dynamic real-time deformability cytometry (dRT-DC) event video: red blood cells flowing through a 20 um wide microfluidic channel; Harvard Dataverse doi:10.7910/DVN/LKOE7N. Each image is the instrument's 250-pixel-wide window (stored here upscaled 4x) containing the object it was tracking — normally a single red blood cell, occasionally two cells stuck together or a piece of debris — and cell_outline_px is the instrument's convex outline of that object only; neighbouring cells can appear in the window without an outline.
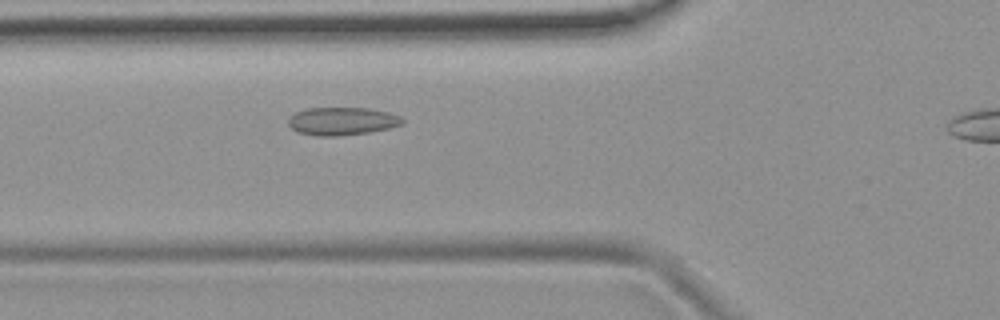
{"species": "common noctule bat (a hibernating species)", "species_latin": "Nyctalus noctula", "temperature_condition": "room temperature", "stored_images_in_passage": 41, "camera_frame_rate_fps": 3000, "um_per_image_px": 0.085, "animal": {"sex": "female", "body_mass_g": 19.9}, "frame": {"image": 1, "passage_image": 14, "time_ms": 4.333, "image_size_px": [1000, 320], "cell_outline_px": [[404, 124], [388, 128], [368, 132], [336, 136], [316, 136], [296, 132], [288, 124], [288, 120], [296, 112], [308, 108], [368, 108], [388, 112], [400, 116], [404, 120]], "centroid_in_image_um": [29.07, 10.3], "position_along_channel_um": 96.7, "area_um2": 18.5}}
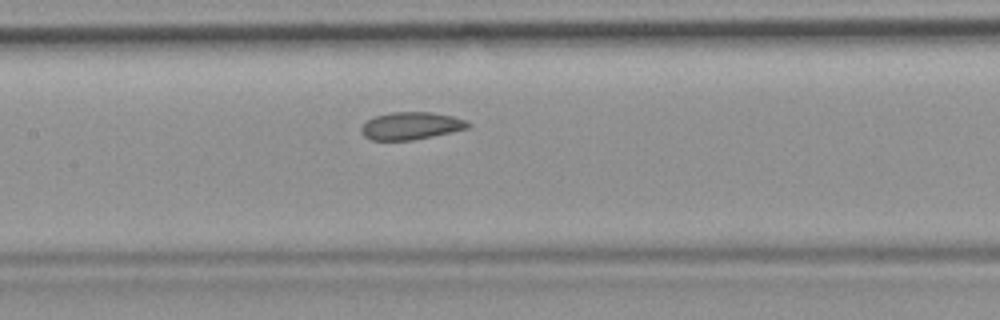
{"frame": {"image": 2, "passage_image": 20, "time_ms": 6.333, "image_size_px": [1000, 320], "cell_outline_px": [[472, 124], [468, 128], [432, 136], [412, 140], [372, 140], [364, 136], [360, 128], [368, 120], [376, 116], [388, 112], [432, 112], [452, 116], [468, 120]], "centroid_in_image_um": [34.96, 10.68], "position_along_channel_um": 172.4, "area_um2": 17.05}}
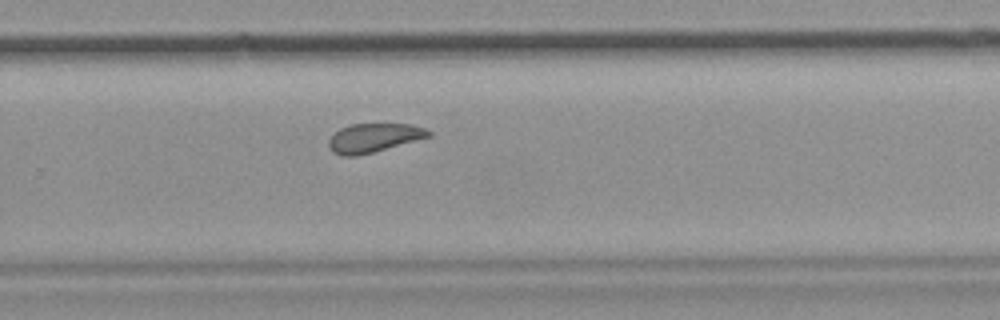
{"frame": {"image": 3, "passage_image": 30, "time_ms": 9.667, "image_size_px": [1000, 320], "cell_outline_px": [[432, 136], [372, 152], [356, 156], [340, 156], [332, 152], [328, 144], [328, 140], [340, 128], [352, 124], [412, 124], [424, 128], [432, 132]], "centroid_in_image_um": [31.76, 11.71], "position_along_channel_um": 298.0, "area_um2": 16.7}}